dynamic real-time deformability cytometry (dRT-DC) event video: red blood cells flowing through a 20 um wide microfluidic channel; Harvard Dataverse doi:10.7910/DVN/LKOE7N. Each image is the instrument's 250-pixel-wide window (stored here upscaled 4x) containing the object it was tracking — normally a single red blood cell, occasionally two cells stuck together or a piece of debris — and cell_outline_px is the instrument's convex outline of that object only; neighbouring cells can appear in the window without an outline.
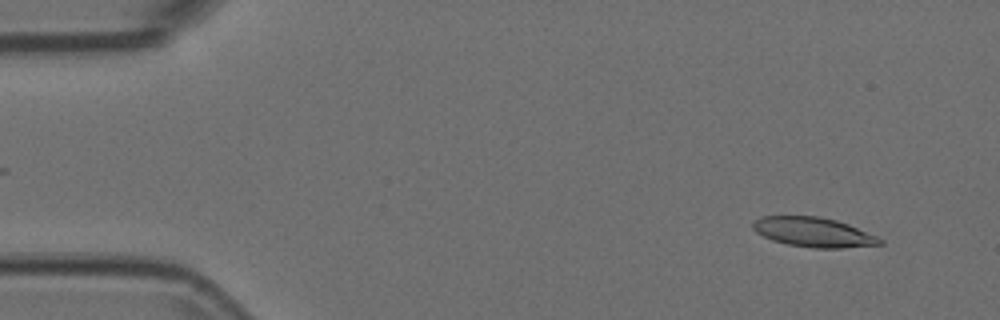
{"species": "Egyptian fruit bat (a non-hibernating species)", "species_latin": "Rousettus aegyptiacus", "temperature_condition": "room temperature", "stored_images_in_passage": 55, "camera_frame_rate_fps": 3000, "um_per_image_px": 0.085, "animal": {"sex": "female"}, "frame": {"image": 1, "passage_image": 5, "time_ms": 1.333, "image_size_px": [1000, 320], "cell_outline_px": [[884, 244], [840, 248], [812, 248], [788, 244], [772, 240], [756, 232], [752, 228], [752, 220], [760, 216], [820, 216], [836, 220], [848, 224], [876, 236], [884, 240]], "centroid_in_image_um": [69.12, 19.73], "position_along_channel_um": 15.9, "area_um2": 21.96}}
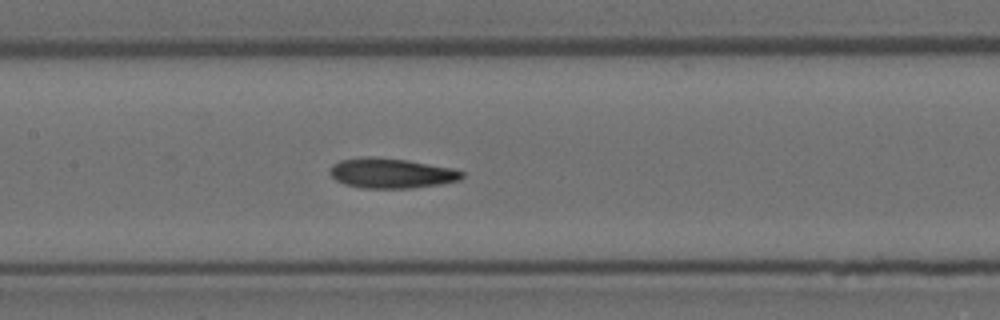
{"frame": {"image": 2, "passage_image": 26, "time_ms": 8.333, "image_size_px": [1000, 320], "cell_outline_px": [[464, 176], [460, 180], [440, 184], [412, 188], [364, 188], [344, 184], [336, 180], [328, 172], [332, 164], [340, 160], [408, 160], [452, 168], [464, 172]], "centroid_in_image_um": [33.32, 14.77], "position_along_channel_um": 174.1, "area_um2": 22.14}}
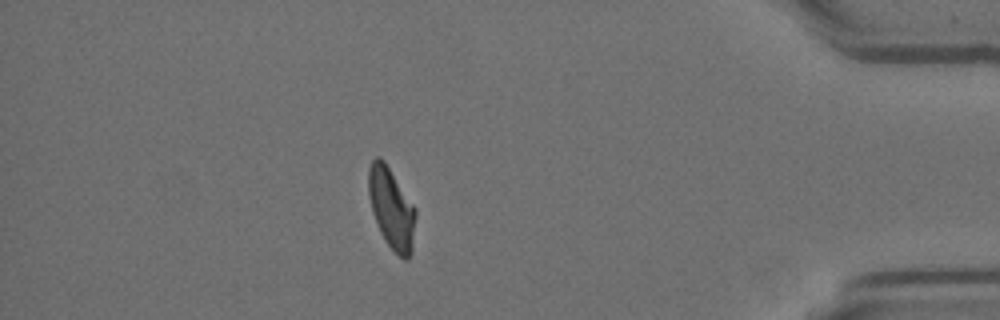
{"frame": {"image": 3, "passage_image": 48, "time_ms": 15.667, "image_size_px": [1000, 320], "cell_outline_px": [[416, 216], [412, 252], [408, 260], [404, 260], [384, 240], [380, 232], [372, 212], [368, 196], [368, 168], [372, 160], [376, 156], [380, 156], [384, 160], [416, 208]], "centroid_in_image_um": [33.27, 17.7], "position_along_channel_um": 401.9, "area_um2": 22.43}}